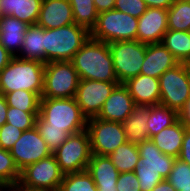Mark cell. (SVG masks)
<instances>
[{
	"instance_id": "11",
	"label": "cell",
	"mask_w": 190,
	"mask_h": 191,
	"mask_svg": "<svg viewBox=\"0 0 190 191\" xmlns=\"http://www.w3.org/2000/svg\"><path fill=\"white\" fill-rule=\"evenodd\" d=\"M87 131L90 137L91 152L109 156L120 145L127 142L122 123L88 118Z\"/></svg>"
},
{
	"instance_id": "19",
	"label": "cell",
	"mask_w": 190,
	"mask_h": 191,
	"mask_svg": "<svg viewBox=\"0 0 190 191\" xmlns=\"http://www.w3.org/2000/svg\"><path fill=\"white\" fill-rule=\"evenodd\" d=\"M135 105H158L160 103L159 79L139 74L124 83Z\"/></svg>"
},
{
	"instance_id": "5",
	"label": "cell",
	"mask_w": 190,
	"mask_h": 191,
	"mask_svg": "<svg viewBox=\"0 0 190 191\" xmlns=\"http://www.w3.org/2000/svg\"><path fill=\"white\" fill-rule=\"evenodd\" d=\"M39 117L50 127L63 128L69 135L87 129V117L75 98H41Z\"/></svg>"
},
{
	"instance_id": "24",
	"label": "cell",
	"mask_w": 190,
	"mask_h": 191,
	"mask_svg": "<svg viewBox=\"0 0 190 191\" xmlns=\"http://www.w3.org/2000/svg\"><path fill=\"white\" fill-rule=\"evenodd\" d=\"M185 130L186 128L178 120L172 126L165 127L150 139L163 154L178 158Z\"/></svg>"
},
{
	"instance_id": "17",
	"label": "cell",
	"mask_w": 190,
	"mask_h": 191,
	"mask_svg": "<svg viewBox=\"0 0 190 191\" xmlns=\"http://www.w3.org/2000/svg\"><path fill=\"white\" fill-rule=\"evenodd\" d=\"M73 23L75 22L69 0H42L37 26L55 29Z\"/></svg>"
},
{
	"instance_id": "18",
	"label": "cell",
	"mask_w": 190,
	"mask_h": 191,
	"mask_svg": "<svg viewBox=\"0 0 190 191\" xmlns=\"http://www.w3.org/2000/svg\"><path fill=\"white\" fill-rule=\"evenodd\" d=\"M179 64V61L163 43L146 44L145 60L140 74L159 78L168 69Z\"/></svg>"
},
{
	"instance_id": "43",
	"label": "cell",
	"mask_w": 190,
	"mask_h": 191,
	"mask_svg": "<svg viewBox=\"0 0 190 191\" xmlns=\"http://www.w3.org/2000/svg\"><path fill=\"white\" fill-rule=\"evenodd\" d=\"M148 8H162L168 10L174 0H143Z\"/></svg>"
},
{
	"instance_id": "40",
	"label": "cell",
	"mask_w": 190,
	"mask_h": 191,
	"mask_svg": "<svg viewBox=\"0 0 190 191\" xmlns=\"http://www.w3.org/2000/svg\"><path fill=\"white\" fill-rule=\"evenodd\" d=\"M178 159L190 165V130H185V135Z\"/></svg>"
},
{
	"instance_id": "4",
	"label": "cell",
	"mask_w": 190,
	"mask_h": 191,
	"mask_svg": "<svg viewBox=\"0 0 190 191\" xmlns=\"http://www.w3.org/2000/svg\"><path fill=\"white\" fill-rule=\"evenodd\" d=\"M138 151L140 157L134 173L140 191H151L159 182L168 178L176 158L163 154L151 139L139 143Z\"/></svg>"
},
{
	"instance_id": "14",
	"label": "cell",
	"mask_w": 190,
	"mask_h": 191,
	"mask_svg": "<svg viewBox=\"0 0 190 191\" xmlns=\"http://www.w3.org/2000/svg\"><path fill=\"white\" fill-rule=\"evenodd\" d=\"M118 84L120 83L80 79L74 98L87 119L98 115Z\"/></svg>"
},
{
	"instance_id": "47",
	"label": "cell",
	"mask_w": 190,
	"mask_h": 191,
	"mask_svg": "<svg viewBox=\"0 0 190 191\" xmlns=\"http://www.w3.org/2000/svg\"><path fill=\"white\" fill-rule=\"evenodd\" d=\"M8 188L11 191H46V190H43V189H31V188H28V187L23 186L19 182L15 183L14 185L8 186Z\"/></svg>"
},
{
	"instance_id": "32",
	"label": "cell",
	"mask_w": 190,
	"mask_h": 191,
	"mask_svg": "<svg viewBox=\"0 0 190 191\" xmlns=\"http://www.w3.org/2000/svg\"><path fill=\"white\" fill-rule=\"evenodd\" d=\"M7 105L22 111H39L41 96L35 92L16 90L4 95Z\"/></svg>"
},
{
	"instance_id": "20",
	"label": "cell",
	"mask_w": 190,
	"mask_h": 191,
	"mask_svg": "<svg viewBox=\"0 0 190 191\" xmlns=\"http://www.w3.org/2000/svg\"><path fill=\"white\" fill-rule=\"evenodd\" d=\"M87 171L91 174L98 191H118L119 171L108 156L92 154Z\"/></svg>"
},
{
	"instance_id": "38",
	"label": "cell",
	"mask_w": 190,
	"mask_h": 191,
	"mask_svg": "<svg viewBox=\"0 0 190 191\" xmlns=\"http://www.w3.org/2000/svg\"><path fill=\"white\" fill-rule=\"evenodd\" d=\"M22 134L23 131L14 125L3 124L0 127V148L9 151Z\"/></svg>"
},
{
	"instance_id": "9",
	"label": "cell",
	"mask_w": 190,
	"mask_h": 191,
	"mask_svg": "<svg viewBox=\"0 0 190 191\" xmlns=\"http://www.w3.org/2000/svg\"><path fill=\"white\" fill-rule=\"evenodd\" d=\"M115 75L120 84L140 74L145 60L146 44L138 40L109 43Z\"/></svg>"
},
{
	"instance_id": "37",
	"label": "cell",
	"mask_w": 190,
	"mask_h": 191,
	"mask_svg": "<svg viewBox=\"0 0 190 191\" xmlns=\"http://www.w3.org/2000/svg\"><path fill=\"white\" fill-rule=\"evenodd\" d=\"M114 9L139 18L145 13L148 6L143 0H115Z\"/></svg>"
},
{
	"instance_id": "2",
	"label": "cell",
	"mask_w": 190,
	"mask_h": 191,
	"mask_svg": "<svg viewBox=\"0 0 190 191\" xmlns=\"http://www.w3.org/2000/svg\"><path fill=\"white\" fill-rule=\"evenodd\" d=\"M45 63L13 56L0 72V94L16 90L35 92L42 96Z\"/></svg>"
},
{
	"instance_id": "39",
	"label": "cell",
	"mask_w": 190,
	"mask_h": 191,
	"mask_svg": "<svg viewBox=\"0 0 190 191\" xmlns=\"http://www.w3.org/2000/svg\"><path fill=\"white\" fill-rule=\"evenodd\" d=\"M139 181L134 171L119 173L116 188L118 191H140Z\"/></svg>"
},
{
	"instance_id": "28",
	"label": "cell",
	"mask_w": 190,
	"mask_h": 191,
	"mask_svg": "<svg viewBox=\"0 0 190 191\" xmlns=\"http://www.w3.org/2000/svg\"><path fill=\"white\" fill-rule=\"evenodd\" d=\"M119 173L134 171L140 157L138 145L125 142L108 156Z\"/></svg>"
},
{
	"instance_id": "25",
	"label": "cell",
	"mask_w": 190,
	"mask_h": 191,
	"mask_svg": "<svg viewBox=\"0 0 190 191\" xmlns=\"http://www.w3.org/2000/svg\"><path fill=\"white\" fill-rule=\"evenodd\" d=\"M17 57L44 63V28L37 25H30L27 28L21 51Z\"/></svg>"
},
{
	"instance_id": "33",
	"label": "cell",
	"mask_w": 190,
	"mask_h": 191,
	"mask_svg": "<svg viewBox=\"0 0 190 191\" xmlns=\"http://www.w3.org/2000/svg\"><path fill=\"white\" fill-rule=\"evenodd\" d=\"M35 126L52 153L69 137V134L63 128L50 127L39 116L36 118Z\"/></svg>"
},
{
	"instance_id": "44",
	"label": "cell",
	"mask_w": 190,
	"mask_h": 191,
	"mask_svg": "<svg viewBox=\"0 0 190 191\" xmlns=\"http://www.w3.org/2000/svg\"><path fill=\"white\" fill-rule=\"evenodd\" d=\"M13 55L0 44V72L10 62Z\"/></svg>"
},
{
	"instance_id": "23",
	"label": "cell",
	"mask_w": 190,
	"mask_h": 191,
	"mask_svg": "<svg viewBox=\"0 0 190 191\" xmlns=\"http://www.w3.org/2000/svg\"><path fill=\"white\" fill-rule=\"evenodd\" d=\"M42 0H0V17L11 16L27 23L36 25Z\"/></svg>"
},
{
	"instance_id": "13",
	"label": "cell",
	"mask_w": 190,
	"mask_h": 191,
	"mask_svg": "<svg viewBox=\"0 0 190 191\" xmlns=\"http://www.w3.org/2000/svg\"><path fill=\"white\" fill-rule=\"evenodd\" d=\"M9 151L20 172L27 166L52 154L36 126L23 131Z\"/></svg>"
},
{
	"instance_id": "8",
	"label": "cell",
	"mask_w": 190,
	"mask_h": 191,
	"mask_svg": "<svg viewBox=\"0 0 190 191\" xmlns=\"http://www.w3.org/2000/svg\"><path fill=\"white\" fill-rule=\"evenodd\" d=\"M52 154L64 175L87 170L92 156L87 129L70 134L67 140Z\"/></svg>"
},
{
	"instance_id": "42",
	"label": "cell",
	"mask_w": 190,
	"mask_h": 191,
	"mask_svg": "<svg viewBox=\"0 0 190 191\" xmlns=\"http://www.w3.org/2000/svg\"><path fill=\"white\" fill-rule=\"evenodd\" d=\"M98 13L114 9L115 0H93Z\"/></svg>"
},
{
	"instance_id": "49",
	"label": "cell",
	"mask_w": 190,
	"mask_h": 191,
	"mask_svg": "<svg viewBox=\"0 0 190 191\" xmlns=\"http://www.w3.org/2000/svg\"><path fill=\"white\" fill-rule=\"evenodd\" d=\"M0 191H11L8 187H0Z\"/></svg>"
},
{
	"instance_id": "26",
	"label": "cell",
	"mask_w": 190,
	"mask_h": 191,
	"mask_svg": "<svg viewBox=\"0 0 190 191\" xmlns=\"http://www.w3.org/2000/svg\"><path fill=\"white\" fill-rule=\"evenodd\" d=\"M162 43L179 63L190 61V31L168 29Z\"/></svg>"
},
{
	"instance_id": "48",
	"label": "cell",
	"mask_w": 190,
	"mask_h": 191,
	"mask_svg": "<svg viewBox=\"0 0 190 191\" xmlns=\"http://www.w3.org/2000/svg\"><path fill=\"white\" fill-rule=\"evenodd\" d=\"M187 70H188V73H189V77H190V61H187L186 63H184Z\"/></svg>"
},
{
	"instance_id": "12",
	"label": "cell",
	"mask_w": 190,
	"mask_h": 191,
	"mask_svg": "<svg viewBox=\"0 0 190 191\" xmlns=\"http://www.w3.org/2000/svg\"><path fill=\"white\" fill-rule=\"evenodd\" d=\"M64 174L53 154L21 171L19 183L31 189L58 191Z\"/></svg>"
},
{
	"instance_id": "22",
	"label": "cell",
	"mask_w": 190,
	"mask_h": 191,
	"mask_svg": "<svg viewBox=\"0 0 190 191\" xmlns=\"http://www.w3.org/2000/svg\"><path fill=\"white\" fill-rule=\"evenodd\" d=\"M150 116L149 105H135L132 112L122 122L127 142L139 144L149 139L147 121Z\"/></svg>"
},
{
	"instance_id": "3",
	"label": "cell",
	"mask_w": 190,
	"mask_h": 191,
	"mask_svg": "<svg viewBox=\"0 0 190 191\" xmlns=\"http://www.w3.org/2000/svg\"><path fill=\"white\" fill-rule=\"evenodd\" d=\"M90 37V31L78 24L44 29V63L71 61Z\"/></svg>"
},
{
	"instance_id": "41",
	"label": "cell",
	"mask_w": 190,
	"mask_h": 191,
	"mask_svg": "<svg viewBox=\"0 0 190 191\" xmlns=\"http://www.w3.org/2000/svg\"><path fill=\"white\" fill-rule=\"evenodd\" d=\"M178 120L187 130H190V97L186 100L183 107L178 111Z\"/></svg>"
},
{
	"instance_id": "45",
	"label": "cell",
	"mask_w": 190,
	"mask_h": 191,
	"mask_svg": "<svg viewBox=\"0 0 190 191\" xmlns=\"http://www.w3.org/2000/svg\"><path fill=\"white\" fill-rule=\"evenodd\" d=\"M8 107L4 95L0 94V127L6 123Z\"/></svg>"
},
{
	"instance_id": "34",
	"label": "cell",
	"mask_w": 190,
	"mask_h": 191,
	"mask_svg": "<svg viewBox=\"0 0 190 191\" xmlns=\"http://www.w3.org/2000/svg\"><path fill=\"white\" fill-rule=\"evenodd\" d=\"M21 172L10 151L0 148V187H8L19 182Z\"/></svg>"
},
{
	"instance_id": "30",
	"label": "cell",
	"mask_w": 190,
	"mask_h": 191,
	"mask_svg": "<svg viewBox=\"0 0 190 191\" xmlns=\"http://www.w3.org/2000/svg\"><path fill=\"white\" fill-rule=\"evenodd\" d=\"M75 24L84 26L89 31L96 25L99 13L93 0H69Z\"/></svg>"
},
{
	"instance_id": "15",
	"label": "cell",
	"mask_w": 190,
	"mask_h": 191,
	"mask_svg": "<svg viewBox=\"0 0 190 191\" xmlns=\"http://www.w3.org/2000/svg\"><path fill=\"white\" fill-rule=\"evenodd\" d=\"M168 10L148 8L138 18L136 40L144 44L161 43L168 30Z\"/></svg>"
},
{
	"instance_id": "29",
	"label": "cell",
	"mask_w": 190,
	"mask_h": 191,
	"mask_svg": "<svg viewBox=\"0 0 190 191\" xmlns=\"http://www.w3.org/2000/svg\"><path fill=\"white\" fill-rule=\"evenodd\" d=\"M168 29L190 31V1L174 0L168 9Z\"/></svg>"
},
{
	"instance_id": "31",
	"label": "cell",
	"mask_w": 190,
	"mask_h": 191,
	"mask_svg": "<svg viewBox=\"0 0 190 191\" xmlns=\"http://www.w3.org/2000/svg\"><path fill=\"white\" fill-rule=\"evenodd\" d=\"M58 191H98V189L91 174L84 170L65 174Z\"/></svg>"
},
{
	"instance_id": "6",
	"label": "cell",
	"mask_w": 190,
	"mask_h": 191,
	"mask_svg": "<svg viewBox=\"0 0 190 191\" xmlns=\"http://www.w3.org/2000/svg\"><path fill=\"white\" fill-rule=\"evenodd\" d=\"M138 18L112 9L99 13L96 25L90 31V37L112 43L115 41L136 40Z\"/></svg>"
},
{
	"instance_id": "35",
	"label": "cell",
	"mask_w": 190,
	"mask_h": 191,
	"mask_svg": "<svg viewBox=\"0 0 190 191\" xmlns=\"http://www.w3.org/2000/svg\"><path fill=\"white\" fill-rule=\"evenodd\" d=\"M39 111H22L16 107H8L6 123L12 124L22 131L33 128Z\"/></svg>"
},
{
	"instance_id": "36",
	"label": "cell",
	"mask_w": 190,
	"mask_h": 191,
	"mask_svg": "<svg viewBox=\"0 0 190 191\" xmlns=\"http://www.w3.org/2000/svg\"><path fill=\"white\" fill-rule=\"evenodd\" d=\"M167 180L177 191L190 187V165L176 158Z\"/></svg>"
},
{
	"instance_id": "46",
	"label": "cell",
	"mask_w": 190,
	"mask_h": 191,
	"mask_svg": "<svg viewBox=\"0 0 190 191\" xmlns=\"http://www.w3.org/2000/svg\"><path fill=\"white\" fill-rule=\"evenodd\" d=\"M151 191H177L167 179L159 182Z\"/></svg>"
},
{
	"instance_id": "10",
	"label": "cell",
	"mask_w": 190,
	"mask_h": 191,
	"mask_svg": "<svg viewBox=\"0 0 190 191\" xmlns=\"http://www.w3.org/2000/svg\"><path fill=\"white\" fill-rule=\"evenodd\" d=\"M160 103L177 112L190 97V77L184 63L168 69L159 78Z\"/></svg>"
},
{
	"instance_id": "16",
	"label": "cell",
	"mask_w": 190,
	"mask_h": 191,
	"mask_svg": "<svg viewBox=\"0 0 190 191\" xmlns=\"http://www.w3.org/2000/svg\"><path fill=\"white\" fill-rule=\"evenodd\" d=\"M134 106L135 102L128 88L124 84H118L106 99L96 118L122 123Z\"/></svg>"
},
{
	"instance_id": "21",
	"label": "cell",
	"mask_w": 190,
	"mask_h": 191,
	"mask_svg": "<svg viewBox=\"0 0 190 191\" xmlns=\"http://www.w3.org/2000/svg\"><path fill=\"white\" fill-rule=\"evenodd\" d=\"M30 25L11 16L0 17V44L13 56L21 51L27 28Z\"/></svg>"
},
{
	"instance_id": "1",
	"label": "cell",
	"mask_w": 190,
	"mask_h": 191,
	"mask_svg": "<svg viewBox=\"0 0 190 191\" xmlns=\"http://www.w3.org/2000/svg\"><path fill=\"white\" fill-rule=\"evenodd\" d=\"M82 80L118 82L109 44L91 37L71 60Z\"/></svg>"
},
{
	"instance_id": "50",
	"label": "cell",
	"mask_w": 190,
	"mask_h": 191,
	"mask_svg": "<svg viewBox=\"0 0 190 191\" xmlns=\"http://www.w3.org/2000/svg\"><path fill=\"white\" fill-rule=\"evenodd\" d=\"M179 191H190V187H188V188H179Z\"/></svg>"
},
{
	"instance_id": "27",
	"label": "cell",
	"mask_w": 190,
	"mask_h": 191,
	"mask_svg": "<svg viewBox=\"0 0 190 191\" xmlns=\"http://www.w3.org/2000/svg\"><path fill=\"white\" fill-rule=\"evenodd\" d=\"M177 121L178 112L176 110L161 104L150 106V116L147 121L149 139Z\"/></svg>"
},
{
	"instance_id": "7",
	"label": "cell",
	"mask_w": 190,
	"mask_h": 191,
	"mask_svg": "<svg viewBox=\"0 0 190 191\" xmlns=\"http://www.w3.org/2000/svg\"><path fill=\"white\" fill-rule=\"evenodd\" d=\"M80 82L71 61L45 63L41 98H73Z\"/></svg>"
}]
</instances>
